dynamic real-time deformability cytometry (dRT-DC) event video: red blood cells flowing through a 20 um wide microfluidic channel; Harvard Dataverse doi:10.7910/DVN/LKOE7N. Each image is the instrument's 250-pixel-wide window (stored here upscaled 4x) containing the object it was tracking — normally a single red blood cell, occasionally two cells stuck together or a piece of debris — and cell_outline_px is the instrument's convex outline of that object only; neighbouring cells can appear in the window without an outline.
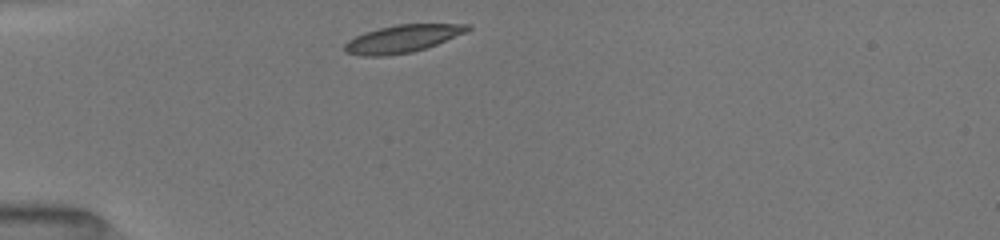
{"species": "common noctule bat (a hibernating species)", "species_latin": "Nyctalus noctula", "temperature_condition": "room temperature", "stored_images_in_passage": 10, "camera_frame_rate_fps": 3000, "um_per_image_px": 0.085, "animal": {"sex": "female", "body_mass_g": 19.5, "forearm_length_mm": 54.1}, "frame": {"image": 1, "passage_image": 1, "time_ms": 0.0, "image_size_px": [1000, 240], "cell_outline_px": [[472, 28], [464, 32], [436, 44], [412, 52], [388, 56], [360, 56], [344, 52], [344, 44], [348, 40], [364, 32], [396, 24], [472, 24]], "centroid_in_image_um": [34.15, 3.3], "position_along_channel_um": 50.8, "area_um2": 19.65}}
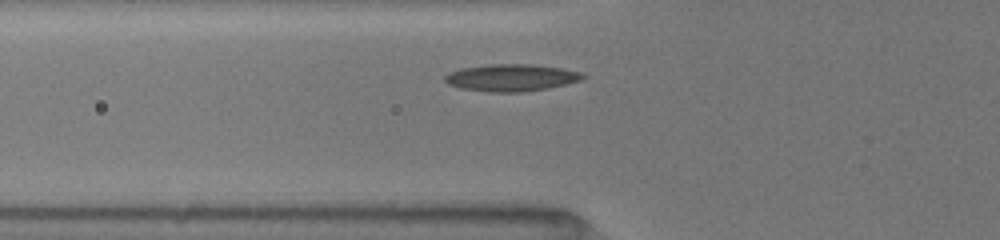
{"frame": {"image": 2, "passage_image": 5, "time_ms": 1.333, "image_size_px": [1000, 240], "cell_outline_px": [[588, 76], [580, 80], [548, 88], [524, 92], [488, 92], [460, 88], [448, 84], [444, 80], [444, 76], [448, 72], [460, 68], [488, 64], [532, 64], [564, 68], [580, 72]], "centroid_in_image_um": [43.43, 6.59], "position_along_channel_um": 82.4, "area_um2": 21.96}}